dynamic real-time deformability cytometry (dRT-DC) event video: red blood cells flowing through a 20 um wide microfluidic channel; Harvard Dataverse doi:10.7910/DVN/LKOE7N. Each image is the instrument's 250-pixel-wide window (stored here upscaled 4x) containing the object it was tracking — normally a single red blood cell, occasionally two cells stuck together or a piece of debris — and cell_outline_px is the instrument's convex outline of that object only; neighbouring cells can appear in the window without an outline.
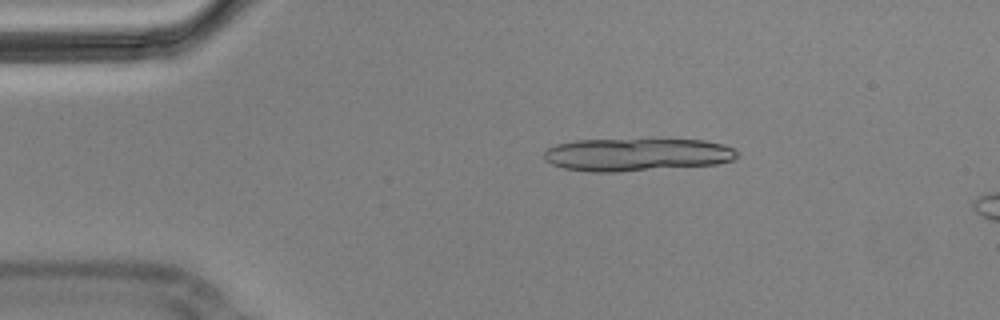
{"species": "Egyptian fruit bat (a non-hibernating species)", "species_latin": "Rousettus aegyptiacus", "temperature_condition": "cold", "stored_images_in_passage": 5, "camera_frame_rate_fps": 3000, "um_per_image_px": 0.085, "animal": {"sex": "male"}, "frame": {"image": 1, "passage_image": 3, "time_ms": 0.667, "image_size_px": [1000, 320], "cell_outline_px": [[740, 156], [736, 160], [716, 164], [616, 172], [592, 172], [564, 168], [552, 164], [544, 160], [544, 152], [548, 148], [556, 144], [576, 140], [704, 140], [724, 144], [740, 152]], "centroid_in_image_um": [54.16, 13.14], "position_along_channel_um": 30.8, "area_um2": 36.93}}